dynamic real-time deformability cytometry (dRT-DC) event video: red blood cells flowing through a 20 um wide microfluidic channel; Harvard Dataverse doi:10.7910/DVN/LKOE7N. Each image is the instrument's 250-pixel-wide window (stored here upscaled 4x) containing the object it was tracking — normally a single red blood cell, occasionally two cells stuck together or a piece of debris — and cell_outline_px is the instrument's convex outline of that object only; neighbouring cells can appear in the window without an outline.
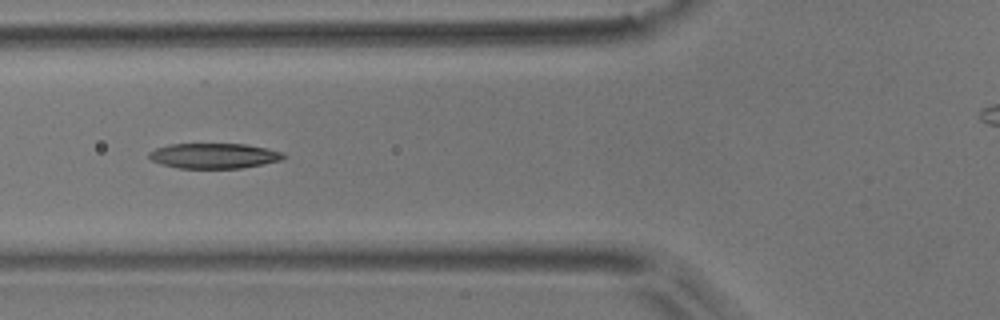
{"species": "common noctule bat (a hibernating species)", "species_latin": "Nyctalus noctula", "temperature_condition": "room temperature", "stored_images_in_passage": 6, "camera_frame_rate_fps": 3000, "um_per_image_px": 0.085, "animal": {"sex": "male", "body_mass_g": 17.9}, "frame": {"image": 1, "passage_image": 3, "time_ms": 0.667, "image_size_px": [1000, 320], "cell_outline_px": [[288, 156], [284, 160], [244, 168], [180, 168], [160, 164], [152, 160], [148, 156], [148, 152], [156, 148], [168, 144], [244, 144], [268, 148], [284, 152]], "centroid_in_image_um": [18.25, 13.24], "position_along_channel_um": 107.6, "area_um2": 20.06}}
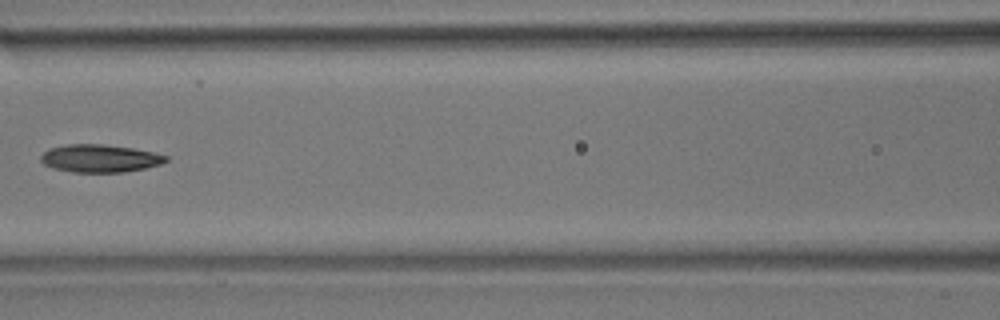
{"frame": {"image": 2, "passage_image": 4, "time_ms": 1.0, "image_size_px": [1000, 320], "cell_outline_px": [[168, 160], [160, 164], [144, 168], [124, 172], [72, 172], [52, 168], [44, 164], [40, 160], [40, 156], [48, 148], [68, 144], [104, 144], [132, 148], [152, 152], [168, 156]], "centroid_in_image_um": [8.45, 13.46], "position_along_channel_um": 158.1, "area_um2": 20.23}}
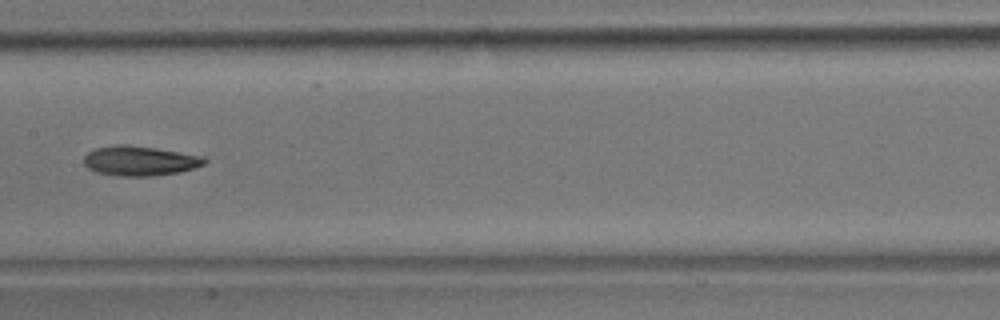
{"frame": {"image": 3, "passage_image": 5, "time_ms": 1.333, "image_size_px": [1000, 320], "cell_outline_px": [[208, 160], [204, 164], [180, 172], [152, 176], [120, 176], [96, 172], [88, 168], [84, 164], [84, 156], [88, 152], [96, 148], [120, 144], [124, 144], [156, 148], [204, 156]], "centroid_in_image_um": [11.89, 13.67], "position_along_channel_um": 195.5, "area_um2": 20.87}}